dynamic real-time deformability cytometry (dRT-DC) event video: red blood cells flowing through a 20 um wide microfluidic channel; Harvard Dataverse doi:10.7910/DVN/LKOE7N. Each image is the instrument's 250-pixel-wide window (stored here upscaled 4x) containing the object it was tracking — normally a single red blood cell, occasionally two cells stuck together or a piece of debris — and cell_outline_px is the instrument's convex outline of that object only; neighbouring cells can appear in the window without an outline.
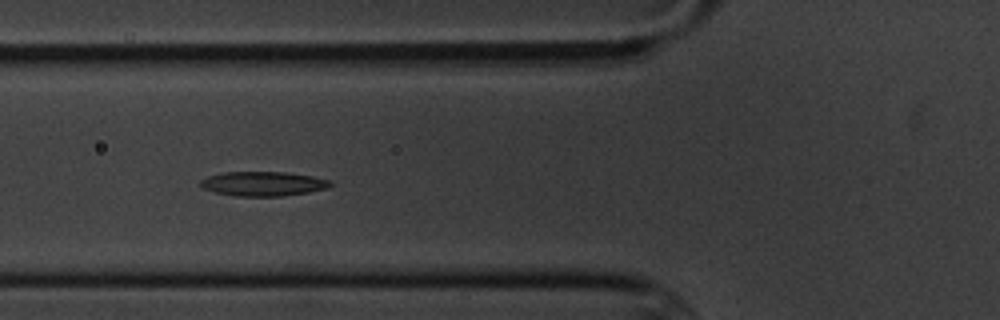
{"species": "common noctule bat (a hibernating species)", "species_latin": "Nyctalus noctula", "temperature_condition": "cold", "stored_images_in_passage": 6, "camera_frame_rate_fps": 3000, "um_per_image_px": 0.085, "animal": {"sex": "male", "body_mass_g": 20.1, "forearm_length_mm": 53.5}, "frame": {"image": 1, "passage_image": 3, "time_ms": 2.333, "image_size_px": [1000, 320], "cell_outline_px": [[332, 184], [328, 188], [308, 192], [280, 196], [236, 196], [216, 192], [200, 188], [200, 180], [208, 176], [224, 172], [284, 172], [312, 176], [328, 180]], "centroid_in_image_um": [22.32, 15.62], "position_along_channel_um": 103.5, "area_um2": 18.38}}
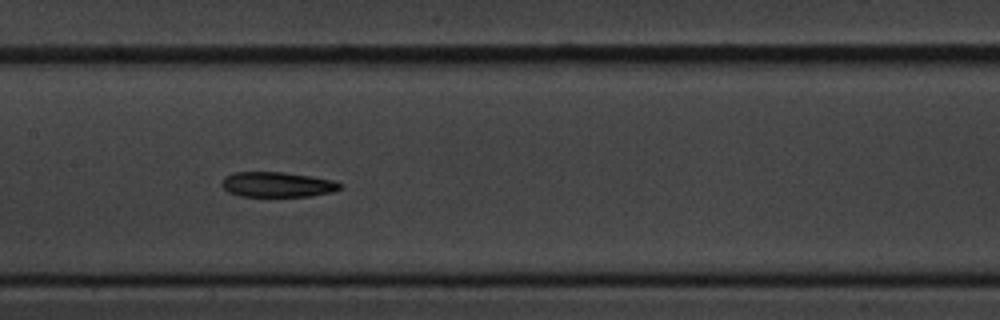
{"frame": {"image": 2, "passage_image": 5, "time_ms": 4.667, "image_size_px": [1000, 320], "cell_outline_px": [[344, 184], [340, 188], [332, 192], [312, 196], [240, 196], [228, 192], [220, 184], [224, 176], [236, 172], [284, 172], [312, 176], [332, 180]], "centroid_in_image_um": [23.57, 15.68], "position_along_channel_um": 183.8, "area_um2": 17.4}}
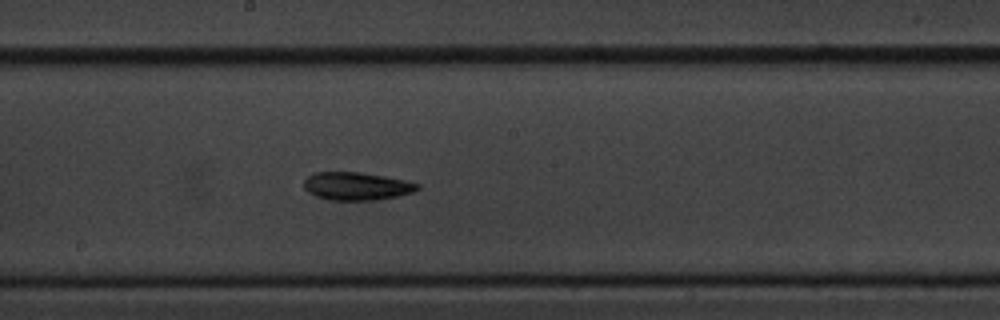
{"frame": {"image": 3, "passage_image": 6, "time_ms": 5.667, "image_size_px": [1000, 320], "cell_outline_px": [[420, 188], [412, 192], [400, 196], [376, 200], [328, 200], [316, 196], [308, 192], [304, 188], [304, 180], [312, 172], [360, 172], [384, 176], [404, 180], [420, 184]], "centroid_in_image_um": [30.3, 15.82], "position_along_channel_um": 217.9, "area_um2": 18.61}}